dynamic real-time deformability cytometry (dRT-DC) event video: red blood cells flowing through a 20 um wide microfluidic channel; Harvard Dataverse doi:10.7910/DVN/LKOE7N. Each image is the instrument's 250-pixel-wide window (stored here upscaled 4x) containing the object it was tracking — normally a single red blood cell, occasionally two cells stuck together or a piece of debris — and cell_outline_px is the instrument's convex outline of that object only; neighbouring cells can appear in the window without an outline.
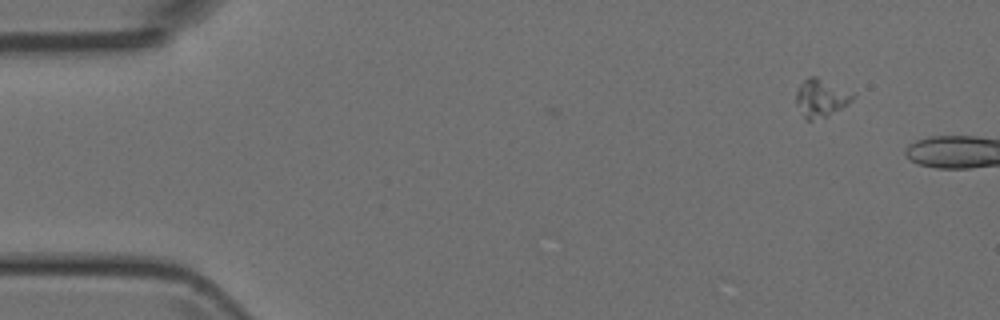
{"species": "Egyptian fruit bat (a non-hibernating species)", "species_latin": "Rousettus aegyptiacus", "temperature_condition": "room temperature", "stored_images_in_passage": 2, "camera_frame_rate_fps": 3000, "um_per_image_px": 0.085, "animal": {"sex": "female"}, "frame": {"image": 1, "passage_image": 2, "time_ms": 1.0, "image_size_px": [1000, 320], "cell_outline_px": [[856, 96], [848, 104], [828, 116], [812, 120], [808, 120], [804, 116], [796, 104], [796, 92], [804, 80], [808, 76], [816, 76], [856, 92]], "centroid_in_image_um": [69.84, 8.31], "position_along_channel_um": 15.2, "area_um2": 12.66}}